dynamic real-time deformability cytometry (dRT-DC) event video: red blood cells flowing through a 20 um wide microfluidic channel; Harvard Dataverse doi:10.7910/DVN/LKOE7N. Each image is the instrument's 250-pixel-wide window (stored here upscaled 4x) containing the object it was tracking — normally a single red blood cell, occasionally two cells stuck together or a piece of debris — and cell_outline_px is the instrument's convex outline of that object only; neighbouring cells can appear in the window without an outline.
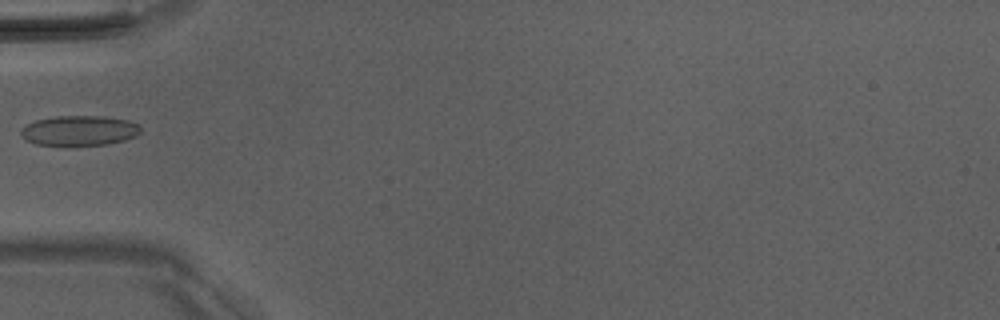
{"species": "Egyptian fruit bat (a non-hibernating species)", "species_latin": "Rousettus aegyptiacus", "temperature_condition": "room temperature", "stored_images_in_passage": 6, "camera_frame_rate_fps": 3000, "um_per_image_px": 0.085, "animal": {"sex": "male"}, "frame": {"image": 1, "passage_image": 5, "time_ms": 5.333, "image_size_px": [1000, 320], "cell_outline_px": [[140, 132], [136, 136], [124, 140], [108, 144], [68, 148], [64, 148], [36, 144], [20, 136], [20, 128], [36, 120], [56, 116], [104, 116], [128, 120], [140, 124]], "centroid_in_image_um": [6.72, 11.14], "position_along_channel_um": 78.3, "area_um2": 21.79}}